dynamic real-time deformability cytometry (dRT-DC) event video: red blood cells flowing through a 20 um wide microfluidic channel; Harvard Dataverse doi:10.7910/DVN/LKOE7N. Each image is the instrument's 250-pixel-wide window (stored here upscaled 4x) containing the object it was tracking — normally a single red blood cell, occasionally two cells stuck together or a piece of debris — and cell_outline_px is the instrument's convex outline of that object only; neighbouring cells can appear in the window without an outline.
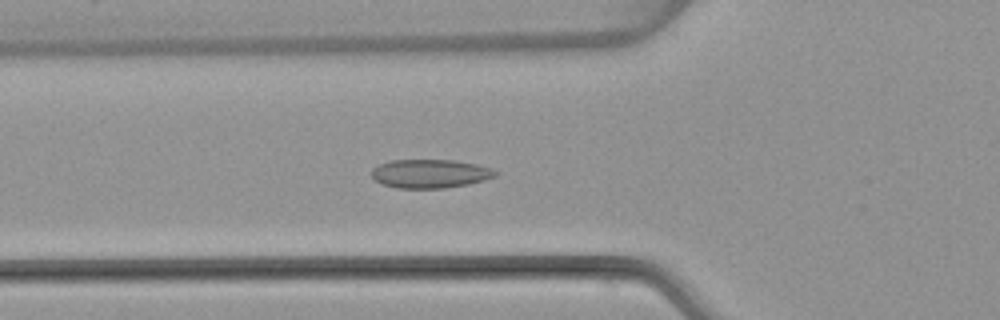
{"species": "common noctule bat (a hibernating species)", "species_latin": "Nyctalus noctula", "temperature_condition": "warm", "stored_images_in_passage": 51, "camera_frame_rate_fps": 3000, "um_per_image_px": 0.085, "animal": {"sex": "female", "body_mass_g": 22.7, "forearm_length_mm": 54.2}, "frame": {"image": 1, "passage_image": 18, "time_ms": 5.667, "image_size_px": [1000, 320], "cell_outline_px": [[500, 172], [496, 176], [484, 180], [468, 184], [444, 188], [396, 188], [384, 184], [376, 180], [372, 176], [372, 168], [380, 164], [392, 160], [452, 160], [476, 164], [492, 168]], "centroid_in_image_um": [36.59, 14.76], "position_along_channel_um": 89.2, "area_um2": 20.63}}
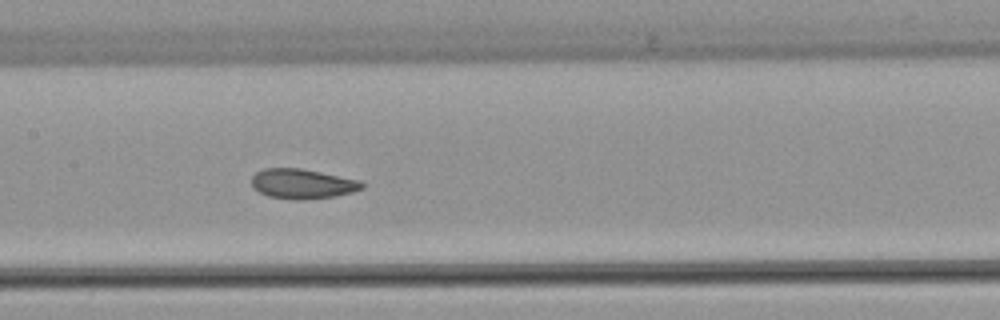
{"frame": {"image": 2, "passage_image": 25, "time_ms": 8.0, "image_size_px": [1000, 320], "cell_outline_px": [[364, 188], [352, 192], [336, 196], [304, 200], [296, 200], [268, 196], [252, 188], [252, 176], [256, 172], [264, 168], [300, 168], [360, 180], [364, 184]], "centroid_in_image_um": [25.7, 15.63], "position_along_channel_um": 181.7, "area_um2": 19.25}}
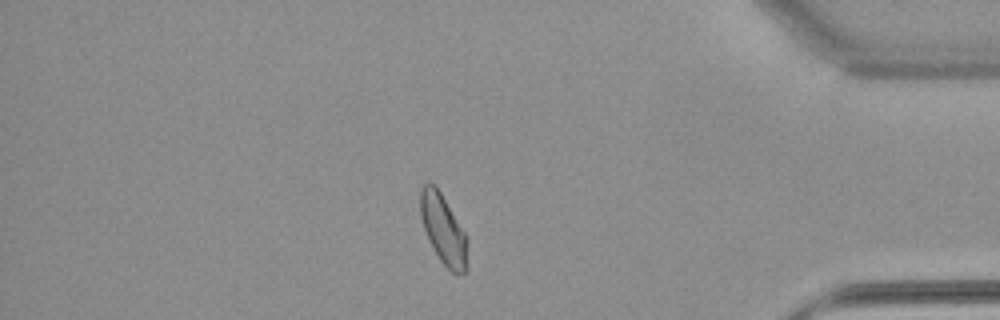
{"frame": {"image": 3, "passage_image": 44, "time_ms": 14.333, "image_size_px": [1000, 320], "cell_outline_px": [[468, 268], [464, 272], [452, 272], [440, 260], [428, 240], [420, 216], [420, 188], [428, 180], [440, 192], [468, 236]], "centroid_in_image_um": [37.7, 19.5], "position_along_channel_um": 397.5, "area_um2": 19.25}, "authors_computed_cell_mechanics": {"area_um2": 19.941, "velocity_mm_per_s": 3.9504, "shape_relaxation_time_tau1_ms": 9.3919, "shape_relaxation_time_tau2_ms": 2.0797, "deformation_change_tau1": 0.1509, "deformation_change_tau2": 0.0628}}